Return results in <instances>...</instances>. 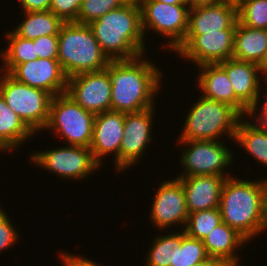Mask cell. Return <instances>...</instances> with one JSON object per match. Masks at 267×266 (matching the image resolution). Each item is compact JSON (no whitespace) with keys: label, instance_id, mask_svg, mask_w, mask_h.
<instances>
[{"label":"cell","instance_id":"obj_1","mask_svg":"<svg viewBox=\"0 0 267 266\" xmlns=\"http://www.w3.org/2000/svg\"><path fill=\"white\" fill-rule=\"evenodd\" d=\"M144 55L129 60H110L112 111L135 113L155 106L163 73Z\"/></svg>","mask_w":267,"mask_h":266},{"label":"cell","instance_id":"obj_2","mask_svg":"<svg viewBox=\"0 0 267 266\" xmlns=\"http://www.w3.org/2000/svg\"><path fill=\"white\" fill-rule=\"evenodd\" d=\"M89 26L109 60H129L147 53L138 5L123 4Z\"/></svg>","mask_w":267,"mask_h":266},{"label":"cell","instance_id":"obj_3","mask_svg":"<svg viewBox=\"0 0 267 266\" xmlns=\"http://www.w3.org/2000/svg\"><path fill=\"white\" fill-rule=\"evenodd\" d=\"M219 209L222 222L234 228L248 242L264 232L263 178L240 180L227 177L222 188Z\"/></svg>","mask_w":267,"mask_h":266},{"label":"cell","instance_id":"obj_4","mask_svg":"<svg viewBox=\"0 0 267 266\" xmlns=\"http://www.w3.org/2000/svg\"><path fill=\"white\" fill-rule=\"evenodd\" d=\"M59 63L66 76L100 71L110 60L102 52L89 25L65 22L58 34Z\"/></svg>","mask_w":267,"mask_h":266},{"label":"cell","instance_id":"obj_5","mask_svg":"<svg viewBox=\"0 0 267 266\" xmlns=\"http://www.w3.org/2000/svg\"><path fill=\"white\" fill-rule=\"evenodd\" d=\"M199 97L190 107L178 141L221 140L225 135L233 142L243 116L227 103Z\"/></svg>","mask_w":267,"mask_h":266},{"label":"cell","instance_id":"obj_6","mask_svg":"<svg viewBox=\"0 0 267 266\" xmlns=\"http://www.w3.org/2000/svg\"><path fill=\"white\" fill-rule=\"evenodd\" d=\"M0 93L6 104L35 134L43 131L49 119L52 95L45 90L17 81L9 73L1 72Z\"/></svg>","mask_w":267,"mask_h":266},{"label":"cell","instance_id":"obj_7","mask_svg":"<svg viewBox=\"0 0 267 266\" xmlns=\"http://www.w3.org/2000/svg\"><path fill=\"white\" fill-rule=\"evenodd\" d=\"M95 116L66 93L56 95L51 99L49 119L44 130H52L54 135L63 137L67 145L90 148Z\"/></svg>","mask_w":267,"mask_h":266},{"label":"cell","instance_id":"obj_8","mask_svg":"<svg viewBox=\"0 0 267 266\" xmlns=\"http://www.w3.org/2000/svg\"><path fill=\"white\" fill-rule=\"evenodd\" d=\"M180 146H184L179 162L183 168L182 174L177 178L193 175H219L231 177L229 166L234 160V153L228 145L220 140H191L177 141ZM182 144V145H181ZM187 146V147H186ZM226 171H225V170ZM226 172V173H225Z\"/></svg>","mask_w":267,"mask_h":266},{"label":"cell","instance_id":"obj_9","mask_svg":"<svg viewBox=\"0 0 267 266\" xmlns=\"http://www.w3.org/2000/svg\"><path fill=\"white\" fill-rule=\"evenodd\" d=\"M141 27L145 34L153 30L168 39L161 47L173 52L185 39L188 31V4H167L156 0H145L141 5Z\"/></svg>","mask_w":267,"mask_h":266},{"label":"cell","instance_id":"obj_10","mask_svg":"<svg viewBox=\"0 0 267 266\" xmlns=\"http://www.w3.org/2000/svg\"><path fill=\"white\" fill-rule=\"evenodd\" d=\"M32 164L43 167L62 179H86L101 167L93 158L90 148L66 145L37 151L30 156Z\"/></svg>","mask_w":267,"mask_h":266},{"label":"cell","instance_id":"obj_11","mask_svg":"<svg viewBox=\"0 0 267 266\" xmlns=\"http://www.w3.org/2000/svg\"><path fill=\"white\" fill-rule=\"evenodd\" d=\"M112 85L108 66L100 71L83 72L68 78L66 94L94 115L111 111Z\"/></svg>","mask_w":267,"mask_h":266},{"label":"cell","instance_id":"obj_12","mask_svg":"<svg viewBox=\"0 0 267 266\" xmlns=\"http://www.w3.org/2000/svg\"><path fill=\"white\" fill-rule=\"evenodd\" d=\"M235 30H219L203 35H186L174 50L180 58L196 66L217 64L232 59Z\"/></svg>","mask_w":267,"mask_h":266},{"label":"cell","instance_id":"obj_13","mask_svg":"<svg viewBox=\"0 0 267 266\" xmlns=\"http://www.w3.org/2000/svg\"><path fill=\"white\" fill-rule=\"evenodd\" d=\"M155 108L126 113L123 128V138L119 150V172L128 170L137 165L141 156L146 152L149 143L152 142V121L155 115ZM152 136V137H151ZM129 167V168H128Z\"/></svg>","mask_w":267,"mask_h":266},{"label":"cell","instance_id":"obj_14","mask_svg":"<svg viewBox=\"0 0 267 266\" xmlns=\"http://www.w3.org/2000/svg\"><path fill=\"white\" fill-rule=\"evenodd\" d=\"M161 183L151 204L149 213L151 222L161 231H164L163 229L168 231L167 229L174 224L186 225L189 213L180 180L174 177Z\"/></svg>","mask_w":267,"mask_h":266},{"label":"cell","instance_id":"obj_15","mask_svg":"<svg viewBox=\"0 0 267 266\" xmlns=\"http://www.w3.org/2000/svg\"><path fill=\"white\" fill-rule=\"evenodd\" d=\"M9 74L17 81L45 90L53 97L67 90L68 77L58 59L38 58L18 64Z\"/></svg>","mask_w":267,"mask_h":266},{"label":"cell","instance_id":"obj_16","mask_svg":"<svg viewBox=\"0 0 267 266\" xmlns=\"http://www.w3.org/2000/svg\"><path fill=\"white\" fill-rule=\"evenodd\" d=\"M124 120L125 113L112 110L95 116L90 150L94 160L101 167L104 164L103 158L113 154L115 170L119 171V150L123 138Z\"/></svg>","mask_w":267,"mask_h":266},{"label":"cell","instance_id":"obj_17","mask_svg":"<svg viewBox=\"0 0 267 266\" xmlns=\"http://www.w3.org/2000/svg\"><path fill=\"white\" fill-rule=\"evenodd\" d=\"M238 21L236 2L224 0L215 5L189 9L186 35H203L219 30H235Z\"/></svg>","mask_w":267,"mask_h":266},{"label":"cell","instance_id":"obj_18","mask_svg":"<svg viewBox=\"0 0 267 266\" xmlns=\"http://www.w3.org/2000/svg\"><path fill=\"white\" fill-rule=\"evenodd\" d=\"M218 64L226 71L235 96L249 110L260 102L262 79L260 78L261 73L258 64L239 61L233 58L219 62Z\"/></svg>","mask_w":267,"mask_h":266},{"label":"cell","instance_id":"obj_19","mask_svg":"<svg viewBox=\"0 0 267 266\" xmlns=\"http://www.w3.org/2000/svg\"><path fill=\"white\" fill-rule=\"evenodd\" d=\"M226 176L193 175L180 180L185 193L188 213L218 208Z\"/></svg>","mask_w":267,"mask_h":266},{"label":"cell","instance_id":"obj_20","mask_svg":"<svg viewBox=\"0 0 267 266\" xmlns=\"http://www.w3.org/2000/svg\"><path fill=\"white\" fill-rule=\"evenodd\" d=\"M197 67L201 71L198 73L196 86H199L198 89L202 92V97L227 103L242 116H248L249 109L235 96L226 71L218 63L203 64Z\"/></svg>","mask_w":267,"mask_h":266},{"label":"cell","instance_id":"obj_21","mask_svg":"<svg viewBox=\"0 0 267 266\" xmlns=\"http://www.w3.org/2000/svg\"><path fill=\"white\" fill-rule=\"evenodd\" d=\"M202 241L208 257L221 259L230 266H240L236 251L248 242L224 222L214 227Z\"/></svg>","mask_w":267,"mask_h":266},{"label":"cell","instance_id":"obj_22","mask_svg":"<svg viewBox=\"0 0 267 266\" xmlns=\"http://www.w3.org/2000/svg\"><path fill=\"white\" fill-rule=\"evenodd\" d=\"M266 52L267 29L250 28L237 21L232 58L260 65Z\"/></svg>","mask_w":267,"mask_h":266},{"label":"cell","instance_id":"obj_23","mask_svg":"<svg viewBox=\"0 0 267 266\" xmlns=\"http://www.w3.org/2000/svg\"><path fill=\"white\" fill-rule=\"evenodd\" d=\"M34 135L0 93V151H14Z\"/></svg>","mask_w":267,"mask_h":266},{"label":"cell","instance_id":"obj_24","mask_svg":"<svg viewBox=\"0 0 267 266\" xmlns=\"http://www.w3.org/2000/svg\"><path fill=\"white\" fill-rule=\"evenodd\" d=\"M65 22L51 11L24 12V19L13 32L28 40L40 36L58 35Z\"/></svg>","mask_w":267,"mask_h":266},{"label":"cell","instance_id":"obj_25","mask_svg":"<svg viewBox=\"0 0 267 266\" xmlns=\"http://www.w3.org/2000/svg\"><path fill=\"white\" fill-rule=\"evenodd\" d=\"M241 118L235 133L234 141L247 154L251 155L261 166L267 167V131L260 129L254 122Z\"/></svg>","mask_w":267,"mask_h":266},{"label":"cell","instance_id":"obj_26","mask_svg":"<svg viewBox=\"0 0 267 266\" xmlns=\"http://www.w3.org/2000/svg\"><path fill=\"white\" fill-rule=\"evenodd\" d=\"M8 47L0 52L3 67L0 71L10 73L18 64L38 59L34 40L24 39L16 35L12 30L5 34Z\"/></svg>","mask_w":267,"mask_h":266},{"label":"cell","instance_id":"obj_27","mask_svg":"<svg viewBox=\"0 0 267 266\" xmlns=\"http://www.w3.org/2000/svg\"><path fill=\"white\" fill-rule=\"evenodd\" d=\"M183 231L157 235L151 243L150 250L146 254L145 266H170L173 257V251L176 245H181Z\"/></svg>","mask_w":267,"mask_h":266},{"label":"cell","instance_id":"obj_28","mask_svg":"<svg viewBox=\"0 0 267 266\" xmlns=\"http://www.w3.org/2000/svg\"><path fill=\"white\" fill-rule=\"evenodd\" d=\"M220 223H222V217L218 207L189 213L183 230L188 236L203 240Z\"/></svg>","mask_w":267,"mask_h":266},{"label":"cell","instance_id":"obj_29","mask_svg":"<svg viewBox=\"0 0 267 266\" xmlns=\"http://www.w3.org/2000/svg\"><path fill=\"white\" fill-rule=\"evenodd\" d=\"M208 258L202 240L188 236L183 230L181 245H176L170 266H194Z\"/></svg>","mask_w":267,"mask_h":266},{"label":"cell","instance_id":"obj_30","mask_svg":"<svg viewBox=\"0 0 267 266\" xmlns=\"http://www.w3.org/2000/svg\"><path fill=\"white\" fill-rule=\"evenodd\" d=\"M238 21L250 28L267 29V0H239Z\"/></svg>","mask_w":267,"mask_h":266},{"label":"cell","instance_id":"obj_31","mask_svg":"<svg viewBox=\"0 0 267 266\" xmlns=\"http://www.w3.org/2000/svg\"><path fill=\"white\" fill-rule=\"evenodd\" d=\"M123 4L125 3L122 0H82L75 22L89 25L109 11L120 8Z\"/></svg>","mask_w":267,"mask_h":266},{"label":"cell","instance_id":"obj_32","mask_svg":"<svg viewBox=\"0 0 267 266\" xmlns=\"http://www.w3.org/2000/svg\"><path fill=\"white\" fill-rule=\"evenodd\" d=\"M82 0H52L49 11L60 17L64 22H75Z\"/></svg>","mask_w":267,"mask_h":266},{"label":"cell","instance_id":"obj_33","mask_svg":"<svg viewBox=\"0 0 267 266\" xmlns=\"http://www.w3.org/2000/svg\"><path fill=\"white\" fill-rule=\"evenodd\" d=\"M4 208L0 206V252L14 246L20 240L18 230L13 226Z\"/></svg>","mask_w":267,"mask_h":266},{"label":"cell","instance_id":"obj_34","mask_svg":"<svg viewBox=\"0 0 267 266\" xmlns=\"http://www.w3.org/2000/svg\"><path fill=\"white\" fill-rule=\"evenodd\" d=\"M34 43L38 58L57 59L58 35L40 36Z\"/></svg>","mask_w":267,"mask_h":266},{"label":"cell","instance_id":"obj_35","mask_svg":"<svg viewBox=\"0 0 267 266\" xmlns=\"http://www.w3.org/2000/svg\"><path fill=\"white\" fill-rule=\"evenodd\" d=\"M264 90H267V88H264ZM265 94H263V98L266 100L263 103V107L260 109L259 105L261 102H258L256 105H254L248 113L250 120L254 119V121L260 129L267 131V91H263ZM259 108V109H258ZM259 110V111H258ZM261 110V111H260ZM258 111L259 114H256ZM256 114V115H255ZM253 117V118H252Z\"/></svg>","mask_w":267,"mask_h":266},{"label":"cell","instance_id":"obj_36","mask_svg":"<svg viewBox=\"0 0 267 266\" xmlns=\"http://www.w3.org/2000/svg\"><path fill=\"white\" fill-rule=\"evenodd\" d=\"M61 252L59 256L61 257L62 266H102L100 263L94 262L92 259L89 260L86 257L74 255L72 253Z\"/></svg>","mask_w":267,"mask_h":266},{"label":"cell","instance_id":"obj_37","mask_svg":"<svg viewBox=\"0 0 267 266\" xmlns=\"http://www.w3.org/2000/svg\"><path fill=\"white\" fill-rule=\"evenodd\" d=\"M52 0H19L24 12L48 11Z\"/></svg>","mask_w":267,"mask_h":266},{"label":"cell","instance_id":"obj_38","mask_svg":"<svg viewBox=\"0 0 267 266\" xmlns=\"http://www.w3.org/2000/svg\"><path fill=\"white\" fill-rule=\"evenodd\" d=\"M223 1L224 0H187L186 3L188 4L190 9H195L198 7L215 5Z\"/></svg>","mask_w":267,"mask_h":266},{"label":"cell","instance_id":"obj_39","mask_svg":"<svg viewBox=\"0 0 267 266\" xmlns=\"http://www.w3.org/2000/svg\"><path fill=\"white\" fill-rule=\"evenodd\" d=\"M194 266H230L225 261L218 258L208 257L207 259L195 264Z\"/></svg>","mask_w":267,"mask_h":266},{"label":"cell","instance_id":"obj_40","mask_svg":"<svg viewBox=\"0 0 267 266\" xmlns=\"http://www.w3.org/2000/svg\"><path fill=\"white\" fill-rule=\"evenodd\" d=\"M263 222L264 231L267 230V179H263Z\"/></svg>","mask_w":267,"mask_h":266},{"label":"cell","instance_id":"obj_41","mask_svg":"<svg viewBox=\"0 0 267 266\" xmlns=\"http://www.w3.org/2000/svg\"><path fill=\"white\" fill-rule=\"evenodd\" d=\"M261 78L264 79L262 82L265 81V84H267V52L263 59V61L259 65Z\"/></svg>","mask_w":267,"mask_h":266},{"label":"cell","instance_id":"obj_42","mask_svg":"<svg viewBox=\"0 0 267 266\" xmlns=\"http://www.w3.org/2000/svg\"><path fill=\"white\" fill-rule=\"evenodd\" d=\"M158 2H162V3H167V4H187L186 1L187 0H156Z\"/></svg>","mask_w":267,"mask_h":266},{"label":"cell","instance_id":"obj_43","mask_svg":"<svg viewBox=\"0 0 267 266\" xmlns=\"http://www.w3.org/2000/svg\"><path fill=\"white\" fill-rule=\"evenodd\" d=\"M125 4H134L140 6L145 0H122Z\"/></svg>","mask_w":267,"mask_h":266},{"label":"cell","instance_id":"obj_44","mask_svg":"<svg viewBox=\"0 0 267 266\" xmlns=\"http://www.w3.org/2000/svg\"><path fill=\"white\" fill-rule=\"evenodd\" d=\"M228 1H233V2H236L237 3L239 0H228Z\"/></svg>","mask_w":267,"mask_h":266}]
</instances>
